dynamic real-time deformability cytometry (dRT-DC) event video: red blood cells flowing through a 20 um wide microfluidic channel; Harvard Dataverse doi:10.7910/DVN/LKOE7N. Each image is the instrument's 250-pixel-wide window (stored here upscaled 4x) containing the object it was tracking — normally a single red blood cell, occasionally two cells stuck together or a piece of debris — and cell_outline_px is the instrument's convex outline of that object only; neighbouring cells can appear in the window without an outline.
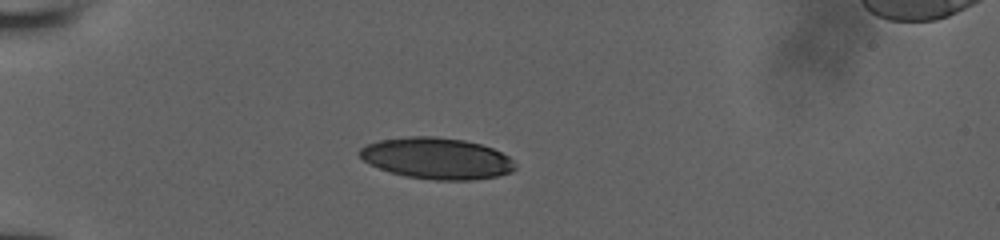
{"species": "human", "species_latin": "Homo sapiens", "temperature_condition": "room temperature", "stored_images_in_passage": 18, "camera_frame_rate_fps": 3000, "um_per_image_px": 0.085, "donor": {"sex": "male"}, "frame": {"image": 1, "passage_image": 7, "time_ms": 3.0, "image_size_px": [1000, 240], "cell_outline_px": [[516, 168], [512, 172], [500, 176], [472, 180], [436, 180], [404, 176], [368, 164], [356, 152], [360, 148], [368, 144], [380, 140], [408, 136], [436, 136], [464, 140], [480, 144], [492, 148], [508, 156], [516, 164]], "centroid_in_image_um": [37.13, 13.46], "position_along_channel_um": 47.9, "area_um2": 37.57}}
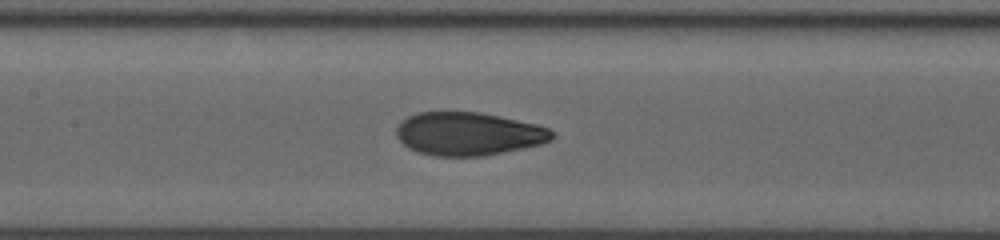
{"frame": {"image": 2, "passage_image": 15, "time_ms": 7.0, "image_size_px": [1000, 240], "cell_outline_px": [[556, 136], [552, 140], [544, 144], [484, 156], [432, 156], [416, 152], [408, 148], [396, 136], [396, 128], [400, 120], [408, 116], [420, 112], [480, 112], [500, 116], [536, 124], [548, 128]], "centroid_in_image_um": [39.81, 11.38], "position_along_channel_um": 167.6, "area_um2": 39.54}}
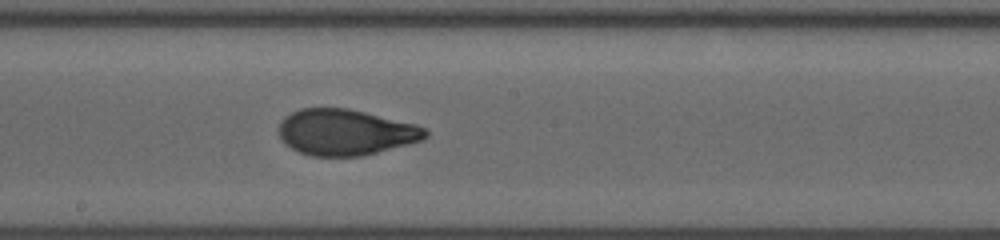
{"frame": {"image": 3, "passage_image": 18, "time_ms": 8.333, "image_size_px": [1000, 240], "cell_outline_px": [[428, 136], [424, 140], [360, 156], [312, 156], [300, 152], [284, 144], [280, 136], [280, 120], [284, 116], [300, 108], [348, 108], [416, 124], [428, 128]], "centroid_in_image_um": [29.38, 11.23], "position_along_channel_um": 218.8, "area_um2": 39.3}}